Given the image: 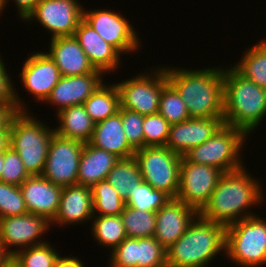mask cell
<instances>
[{"label": "cell", "mask_w": 266, "mask_h": 267, "mask_svg": "<svg viewBox=\"0 0 266 267\" xmlns=\"http://www.w3.org/2000/svg\"><path fill=\"white\" fill-rule=\"evenodd\" d=\"M152 69V73H140L115 85L119 92L120 107L143 116L156 114L159 110V98L163 87L169 82L165 65Z\"/></svg>", "instance_id": "9c48e42d"}, {"label": "cell", "mask_w": 266, "mask_h": 267, "mask_svg": "<svg viewBox=\"0 0 266 267\" xmlns=\"http://www.w3.org/2000/svg\"><path fill=\"white\" fill-rule=\"evenodd\" d=\"M247 136L243 130L223 123L211 138L183 156L192 163L210 165L223 173L236 171L245 166L241 149Z\"/></svg>", "instance_id": "8992f818"}, {"label": "cell", "mask_w": 266, "mask_h": 267, "mask_svg": "<svg viewBox=\"0 0 266 267\" xmlns=\"http://www.w3.org/2000/svg\"><path fill=\"white\" fill-rule=\"evenodd\" d=\"M171 198L160 190H155L150 184L141 181L133 191H129L125 205L134 209L157 212Z\"/></svg>", "instance_id": "d6a6232c"}, {"label": "cell", "mask_w": 266, "mask_h": 267, "mask_svg": "<svg viewBox=\"0 0 266 267\" xmlns=\"http://www.w3.org/2000/svg\"><path fill=\"white\" fill-rule=\"evenodd\" d=\"M142 180L175 199L179 189L182 156L166 146H146L134 153Z\"/></svg>", "instance_id": "ba28073f"}, {"label": "cell", "mask_w": 266, "mask_h": 267, "mask_svg": "<svg viewBox=\"0 0 266 267\" xmlns=\"http://www.w3.org/2000/svg\"><path fill=\"white\" fill-rule=\"evenodd\" d=\"M16 113L12 106L0 105V131H9L11 119Z\"/></svg>", "instance_id": "b9f144b4"}, {"label": "cell", "mask_w": 266, "mask_h": 267, "mask_svg": "<svg viewBox=\"0 0 266 267\" xmlns=\"http://www.w3.org/2000/svg\"><path fill=\"white\" fill-rule=\"evenodd\" d=\"M106 180L126 201L129 191H133L143 181L139 165L134 157L119 159L108 173Z\"/></svg>", "instance_id": "f546056e"}, {"label": "cell", "mask_w": 266, "mask_h": 267, "mask_svg": "<svg viewBox=\"0 0 266 267\" xmlns=\"http://www.w3.org/2000/svg\"><path fill=\"white\" fill-rule=\"evenodd\" d=\"M90 145L113 153L120 159L134 157L135 149L127 141L121 120V107L114 115L95 123Z\"/></svg>", "instance_id": "cb8c5ba5"}, {"label": "cell", "mask_w": 266, "mask_h": 267, "mask_svg": "<svg viewBox=\"0 0 266 267\" xmlns=\"http://www.w3.org/2000/svg\"><path fill=\"white\" fill-rule=\"evenodd\" d=\"M12 263V256L6 251L0 239V267H8Z\"/></svg>", "instance_id": "ee69618b"}, {"label": "cell", "mask_w": 266, "mask_h": 267, "mask_svg": "<svg viewBox=\"0 0 266 267\" xmlns=\"http://www.w3.org/2000/svg\"><path fill=\"white\" fill-rule=\"evenodd\" d=\"M83 20L90 25L108 44L113 46L121 55L134 53L141 48L138 32L129 23V19L121 13L107 9L83 8Z\"/></svg>", "instance_id": "30bf717a"}, {"label": "cell", "mask_w": 266, "mask_h": 267, "mask_svg": "<svg viewBox=\"0 0 266 267\" xmlns=\"http://www.w3.org/2000/svg\"><path fill=\"white\" fill-rule=\"evenodd\" d=\"M91 190L93 198V215H121L125 207V201L106 179L95 183L91 187Z\"/></svg>", "instance_id": "4dcf8cb0"}, {"label": "cell", "mask_w": 266, "mask_h": 267, "mask_svg": "<svg viewBox=\"0 0 266 267\" xmlns=\"http://www.w3.org/2000/svg\"><path fill=\"white\" fill-rule=\"evenodd\" d=\"M119 159L113 153L85 143L79 161L76 185L91 188L95 183L105 180Z\"/></svg>", "instance_id": "d4e9b609"}, {"label": "cell", "mask_w": 266, "mask_h": 267, "mask_svg": "<svg viewBox=\"0 0 266 267\" xmlns=\"http://www.w3.org/2000/svg\"><path fill=\"white\" fill-rule=\"evenodd\" d=\"M225 255L241 267L266 265V220L258 215L226 226Z\"/></svg>", "instance_id": "52a82bcc"}, {"label": "cell", "mask_w": 266, "mask_h": 267, "mask_svg": "<svg viewBox=\"0 0 266 267\" xmlns=\"http://www.w3.org/2000/svg\"><path fill=\"white\" fill-rule=\"evenodd\" d=\"M83 142L53 134L42 176L51 183L66 187L76 185Z\"/></svg>", "instance_id": "8fae6325"}, {"label": "cell", "mask_w": 266, "mask_h": 267, "mask_svg": "<svg viewBox=\"0 0 266 267\" xmlns=\"http://www.w3.org/2000/svg\"><path fill=\"white\" fill-rule=\"evenodd\" d=\"M110 256L109 267H167L166 249L154 237H126Z\"/></svg>", "instance_id": "9a60e30c"}, {"label": "cell", "mask_w": 266, "mask_h": 267, "mask_svg": "<svg viewBox=\"0 0 266 267\" xmlns=\"http://www.w3.org/2000/svg\"><path fill=\"white\" fill-rule=\"evenodd\" d=\"M34 118L27 111L17 112L11 119L9 146L20 156L27 172L42 175L55 130Z\"/></svg>", "instance_id": "5b68a950"}, {"label": "cell", "mask_w": 266, "mask_h": 267, "mask_svg": "<svg viewBox=\"0 0 266 267\" xmlns=\"http://www.w3.org/2000/svg\"><path fill=\"white\" fill-rule=\"evenodd\" d=\"M17 6V12L20 20L25 21L27 17L33 12L40 0H13ZM9 0H1L2 11L6 8V3Z\"/></svg>", "instance_id": "60d3db41"}, {"label": "cell", "mask_w": 266, "mask_h": 267, "mask_svg": "<svg viewBox=\"0 0 266 267\" xmlns=\"http://www.w3.org/2000/svg\"><path fill=\"white\" fill-rule=\"evenodd\" d=\"M56 117L59 124L54 130L57 135L83 143L89 142L95 122L88 115L83 104L64 108L56 114Z\"/></svg>", "instance_id": "484cf974"}, {"label": "cell", "mask_w": 266, "mask_h": 267, "mask_svg": "<svg viewBox=\"0 0 266 267\" xmlns=\"http://www.w3.org/2000/svg\"><path fill=\"white\" fill-rule=\"evenodd\" d=\"M223 123L224 121L220 117H190L184 122L170 125L169 136L165 146L172 152L183 156L190 149L211 138Z\"/></svg>", "instance_id": "d6986e66"}, {"label": "cell", "mask_w": 266, "mask_h": 267, "mask_svg": "<svg viewBox=\"0 0 266 267\" xmlns=\"http://www.w3.org/2000/svg\"><path fill=\"white\" fill-rule=\"evenodd\" d=\"M51 245L46 242L20 250L12 256V263L17 267H53L60 253Z\"/></svg>", "instance_id": "836d02e7"}, {"label": "cell", "mask_w": 266, "mask_h": 267, "mask_svg": "<svg viewBox=\"0 0 266 267\" xmlns=\"http://www.w3.org/2000/svg\"><path fill=\"white\" fill-rule=\"evenodd\" d=\"M246 168L222 174L208 202L199 211L200 217L228 226L255 215L249 208L264 202L265 197L260 181Z\"/></svg>", "instance_id": "6da1fadb"}, {"label": "cell", "mask_w": 266, "mask_h": 267, "mask_svg": "<svg viewBox=\"0 0 266 267\" xmlns=\"http://www.w3.org/2000/svg\"><path fill=\"white\" fill-rule=\"evenodd\" d=\"M30 176L19 154L9 146L3 152L1 181L20 186Z\"/></svg>", "instance_id": "74e56055"}, {"label": "cell", "mask_w": 266, "mask_h": 267, "mask_svg": "<svg viewBox=\"0 0 266 267\" xmlns=\"http://www.w3.org/2000/svg\"><path fill=\"white\" fill-rule=\"evenodd\" d=\"M10 75L7 73L4 61L0 55V105L12 106L17 112L29 111L26 105L16 92L14 83H12Z\"/></svg>", "instance_id": "ab89813d"}, {"label": "cell", "mask_w": 266, "mask_h": 267, "mask_svg": "<svg viewBox=\"0 0 266 267\" xmlns=\"http://www.w3.org/2000/svg\"><path fill=\"white\" fill-rule=\"evenodd\" d=\"M78 257L59 256L55 261L53 267H84V263Z\"/></svg>", "instance_id": "7bdbcfd3"}, {"label": "cell", "mask_w": 266, "mask_h": 267, "mask_svg": "<svg viewBox=\"0 0 266 267\" xmlns=\"http://www.w3.org/2000/svg\"><path fill=\"white\" fill-rule=\"evenodd\" d=\"M21 70L20 83L33 95L36 102L44 103L61 78L54 61L42 51L29 55Z\"/></svg>", "instance_id": "2e32d148"}, {"label": "cell", "mask_w": 266, "mask_h": 267, "mask_svg": "<svg viewBox=\"0 0 266 267\" xmlns=\"http://www.w3.org/2000/svg\"><path fill=\"white\" fill-rule=\"evenodd\" d=\"M232 67L243 77L266 89V38L244 51Z\"/></svg>", "instance_id": "83f0119b"}, {"label": "cell", "mask_w": 266, "mask_h": 267, "mask_svg": "<svg viewBox=\"0 0 266 267\" xmlns=\"http://www.w3.org/2000/svg\"><path fill=\"white\" fill-rule=\"evenodd\" d=\"M199 212L182 201L170 199L156 212L154 238L167 250L188 229Z\"/></svg>", "instance_id": "e0dca14e"}, {"label": "cell", "mask_w": 266, "mask_h": 267, "mask_svg": "<svg viewBox=\"0 0 266 267\" xmlns=\"http://www.w3.org/2000/svg\"><path fill=\"white\" fill-rule=\"evenodd\" d=\"M2 12V9H1V0H0V13ZM0 16H1V14H0Z\"/></svg>", "instance_id": "c3c4849f"}, {"label": "cell", "mask_w": 266, "mask_h": 267, "mask_svg": "<svg viewBox=\"0 0 266 267\" xmlns=\"http://www.w3.org/2000/svg\"><path fill=\"white\" fill-rule=\"evenodd\" d=\"M50 226L53 225L46 217L31 213L0 218V239L6 251L13 256L20 250L48 242L39 238ZM12 246L15 249H11Z\"/></svg>", "instance_id": "5bb4252c"}, {"label": "cell", "mask_w": 266, "mask_h": 267, "mask_svg": "<svg viewBox=\"0 0 266 267\" xmlns=\"http://www.w3.org/2000/svg\"><path fill=\"white\" fill-rule=\"evenodd\" d=\"M165 71L191 118L220 117L223 120V67L192 70L165 66Z\"/></svg>", "instance_id": "7a4b0ae2"}, {"label": "cell", "mask_w": 266, "mask_h": 267, "mask_svg": "<svg viewBox=\"0 0 266 267\" xmlns=\"http://www.w3.org/2000/svg\"><path fill=\"white\" fill-rule=\"evenodd\" d=\"M170 124L159 113L144 116V147L165 146L169 136Z\"/></svg>", "instance_id": "8d00e7d4"}, {"label": "cell", "mask_w": 266, "mask_h": 267, "mask_svg": "<svg viewBox=\"0 0 266 267\" xmlns=\"http://www.w3.org/2000/svg\"><path fill=\"white\" fill-rule=\"evenodd\" d=\"M93 218V198L90 187L70 185L63 187L57 215L51 222L60 227L66 224L86 223Z\"/></svg>", "instance_id": "603a6c76"}, {"label": "cell", "mask_w": 266, "mask_h": 267, "mask_svg": "<svg viewBox=\"0 0 266 267\" xmlns=\"http://www.w3.org/2000/svg\"><path fill=\"white\" fill-rule=\"evenodd\" d=\"M92 220L94 240L105 249L108 248L110 253L127 237L121 215H93Z\"/></svg>", "instance_id": "f1b7e54d"}, {"label": "cell", "mask_w": 266, "mask_h": 267, "mask_svg": "<svg viewBox=\"0 0 266 267\" xmlns=\"http://www.w3.org/2000/svg\"><path fill=\"white\" fill-rule=\"evenodd\" d=\"M9 131H0V152H4L9 147Z\"/></svg>", "instance_id": "f6af8a7d"}, {"label": "cell", "mask_w": 266, "mask_h": 267, "mask_svg": "<svg viewBox=\"0 0 266 267\" xmlns=\"http://www.w3.org/2000/svg\"><path fill=\"white\" fill-rule=\"evenodd\" d=\"M223 121L248 136L266 117V89L246 79L231 67L223 68Z\"/></svg>", "instance_id": "3957f363"}, {"label": "cell", "mask_w": 266, "mask_h": 267, "mask_svg": "<svg viewBox=\"0 0 266 267\" xmlns=\"http://www.w3.org/2000/svg\"><path fill=\"white\" fill-rule=\"evenodd\" d=\"M121 218L127 237H154L156 230V212L124 207Z\"/></svg>", "instance_id": "1f68e13d"}, {"label": "cell", "mask_w": 266, "mask_h": 267, "mask_svg": "<svg viewBox=\"0 0 266 267\" xmlns=\"http://www.w3.org/2000/svg\"><path fill=\"white\" fill-rule=\"evenodd\" d=\"M226 226L199 215L166 250L167 267H207L220 252L225 255Z\"/></svg>", "instance_id": "277c9868"}, {"label": "cell", "mask_w": 266, "mask_h": 267, "mask_svg": "<svg viewBox=\"0 0 266 267\" xmlns=\"http://www.w3.org/2000/svg\"><path fill=\"white\" fill-rule=\"evenodd\" d=\"M50 40L46 54L54 61L61 76H78L96 71L74 36Z\"/></svg>", "instance_id": "7402d4cb"}, {"label": "cell", "mask_w": 266, "mask_h": 267, "mask_svg": "<svg viewBox=\"0 0 266 267\" xmlns=\"http://www.w3.org/2000/svg\"><path fill=\"white\" fill-rule=\"evenodd\" d=\"M158 113L161 114L170 125L184 122L190 118L185 102L170 82L162 89L159 98Z\"/></svg>", "instance_id": "e575fe53"}, {"label": "cell", "mask_w": 266, "mask_h": 267, "mask_svg": "<svg viewBox=\"0 0 266 267\" xmlns=\"http://www.w3.org/2000/svg\"><path fill=\"white\" fill-rule=\"evenodd\" d=\"M28 213L19 186L0 181V218Z\"/></svg>", "instance_id": "d590c367"}, {"label": "cell", "mask_w": 266, "mask_h": 267, "mask_svg": "<svg viewBox=\"0 0 266 267\" xmlns=\"http://www.w3.org/2000/svg\"><path fill=\"white\" fill-rule=\"evenodd\" d=\"M83 105L95 123L114 115L120 107L119 92L115 83L109 85L103 82Z\"/></svg>", "instance_id": "4316f807"}, {"label": "cell", "mask_w": 266, "mask_h": 267, "mask_svg": "<svg viewBox=\"0 0 266 267\" xmlns=\"http://www.w3.org/2000/svg\"><path fill=\"white\" fill-rule=\"evenodd\" d=\"M8 267H17V266L11 263Z\"/></svg>", "instance_id": "7dc6e473"}, {"label": "cell", "mask_w": 266, "mask_h": 267, "mask_svg": "<svg viewBox=\"0 0 266 267\" xmlns=\"http://www.w3.org/2000/svg\"><path fill=\"white\" fill-rule=\"evenodd\" d=\"M104 76L99 70L78 76H61L44 103L56 105V113L64 108L83 104L103 83Z\"/></svg>", "instance_id": "ac0fdd59"}, {"label": "cell", "mask_w": 266, "mask_h": 267, "mask_svg": "<svg viewBox=\"0 0 266 267\" xmlns=\"http://www.w3.org/2000/svg\"><path fill=\"white\" fill-rule=\"evenodd\" d=\"M87 55L94 69L101 71L104 75L114 72L120 66L121 54L83 19L80 21L73 35ZM106 72V73H105Z\"/></svg>", "instance_id": "44dd1931"}, {"label": "cell", "mask_w": 266, "mask_h": 267, "mask_svg": "<svg viewBox=\"0 0 266 267\" xmlns=\"http://www.w3.org/2000/svg\"><path fill=\"white\" fill-rule=\"evenodd\" d=\"M121 120L129 144L135 149L144 147V116L125 108H121Z\"/></svg>", "instance_id": "f35d334b"}, {"label": "cell", "mask_w": 266, "mask_h": 267, "mask_svg": "<svg viewBox=\"0 0 266 267\" xmlns=\"http://www.w3.org/2000/svg\"><path fill=\"white\" fill-rule=\"evenodd\" d=\"M2 167H3V152H0V181H1Z\"/></svg>", "instance_id": "bcb514c9"}, {"label": "cell", "mask_w": 266, "mask_h": 267, "mask_svg": "<svg viewBox=\"0 0 266 267\" xmlns=\"http://www.w3.org/2000/svg\"><path fill=\"white\" fill-rule=\"evenodd\" d=\"M222 174L216 167L195 164L182 156L176 199L199 212L208 202Z\"/></svg>", "instance_id": "7c38bea8"}, {"label": "cell", "mask_w": 266, "mask_h": 267, "mask_svg": "<svg viewBox=\"0 0 266 267\" xmlns=\"http://www.w3.org/2000/svg\"><path fill=\"white\" fill-rule=\"evenodd\" d=\"M82 19L83 5L79 0H40L25 21L36 20L53 39L73 36Z\"/></svg>", "instance_id": "4fadbf2b"}, {"label": "cell", "mask_w": 266, "mask_h": 267, "mask_svg": "<svg viewBox=\"0 0 266 267\" xmlns=\"http://www.w3.org/2000/svg\"><path fill=\"white\" fill-rule=\"evenodd\" d=\"M28 213L54 220L63 187L51 183L42 175L28 177L20 186Z\"/></svg>", "instance_id": "ffe728a7"}]
</instances>
